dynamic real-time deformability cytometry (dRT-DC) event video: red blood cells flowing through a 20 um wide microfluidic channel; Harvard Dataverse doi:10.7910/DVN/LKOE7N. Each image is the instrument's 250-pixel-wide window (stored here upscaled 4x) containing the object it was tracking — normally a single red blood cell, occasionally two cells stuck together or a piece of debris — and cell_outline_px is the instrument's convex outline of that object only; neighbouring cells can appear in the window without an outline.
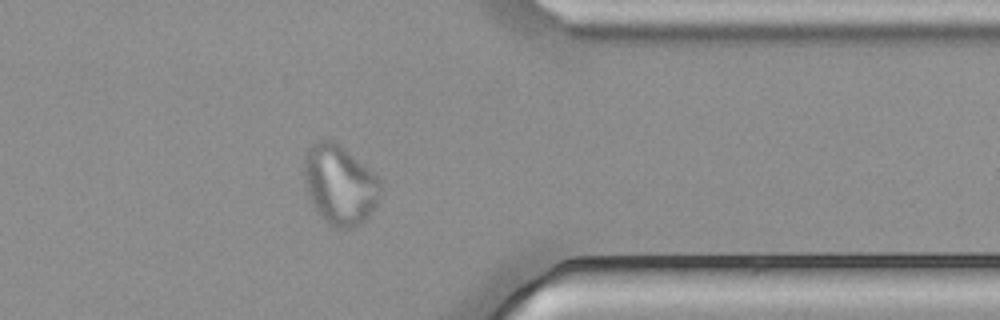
{"species": "common noctule bat (a hibernating species)", "species_latin": "Nyctalus noctula", "temperature_condition": "cold", "stored_images_in_passage": 52, "camera_frame_rate_fps": 3000, "um_per_image_px": 0.085, "animal": {"sex": "male", "body_mass_g": 21.5, "forearm_length_mm": 52.0}, "frame": {"image": 1, "passage_image": 40, "time_ms": 13.0, "image_size_px": [1000, 320], "cell_outline_px": [[384, 192], [380, 200], [368, 216], [360, 224], [352, 228], [336, 228], [324, 220], [320, 216], [312, 204], [308, 196], [304, 180], [304, 156], [312, 144], [316, 140], [332, 140], [340, 144], [372, 172], [380, 180]], "centroid_in_image_um": [28.89, 15.71], "position_along_channel_um": 382.5, "area_um2": 35.66}}